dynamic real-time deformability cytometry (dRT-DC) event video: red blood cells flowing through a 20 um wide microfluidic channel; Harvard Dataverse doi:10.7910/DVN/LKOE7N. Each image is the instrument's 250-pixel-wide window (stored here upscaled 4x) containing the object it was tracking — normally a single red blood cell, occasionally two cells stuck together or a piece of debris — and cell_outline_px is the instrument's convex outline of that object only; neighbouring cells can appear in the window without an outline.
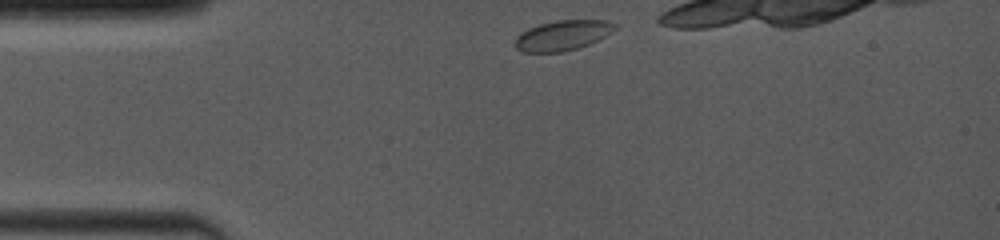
{"species": "common noctule bat (a hibernating species)", "species_latin": "Nyctalus noctula", "temperature_condition": "room temperature", "stored_images_in_passage": 21, "camera_frame_rate_fps": 4000, "um_per_image_px": 0.085, "animal": {"sex": "female", "body_mass_g": 19.0, "forearm_length_mm": 53.3}, "frame": {"image": 1, "passage_image": 1, "time_ms": 0.0, "image_size_px": [1000, 240], "cell_outline_px": [[620, 24], [616, 28], [604, 36], [588, 44], [576, 48], [560, 52], [524, 52], [516, 48], [516, 36], [520, 32], [528, 28], [540, 24], [556, 20], [608, 20]], "centroid_in_image_um": [47.83, 2.99], "position_along_channel_um": 37.2, "area_um2": 17.4}}